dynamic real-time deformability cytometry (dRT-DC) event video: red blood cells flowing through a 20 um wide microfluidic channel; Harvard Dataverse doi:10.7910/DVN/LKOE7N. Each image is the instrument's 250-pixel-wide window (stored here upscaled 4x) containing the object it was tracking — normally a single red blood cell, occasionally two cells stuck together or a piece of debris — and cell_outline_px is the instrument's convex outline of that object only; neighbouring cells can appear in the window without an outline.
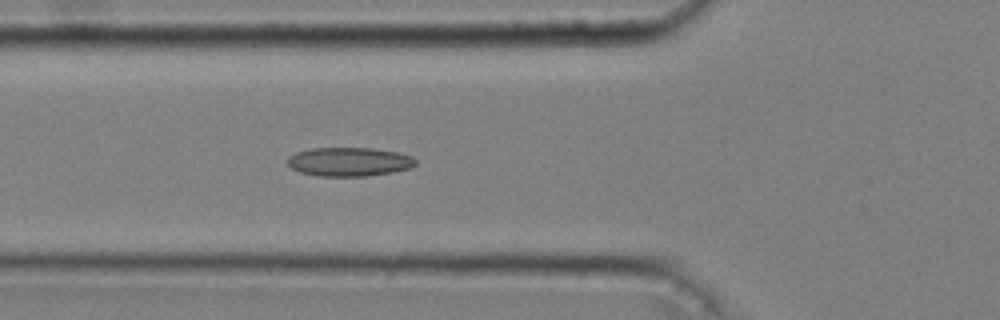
{"species": "common noctule bat (a hibernating species)", "species_latin": "Nyctalus noctula", "temperature_condition": "cold", "stored_images_in_passage": 42, "camera_frame_rate_fps": 3000, "um_per_image_px": 0.085, "animal": {"sex": "male", "body_mass_g": 20.4}, "frame": {"image": 1, "passage_image": 9, "time_ms": 2.667, "image_size_px": [1000, 320], "cell_outline_px": [[416, 164], [408, 168], [392, 172], [364, 176], [320, 176], [300, 172], [292, 168], [288, 164], [288, 156], [296, 152], [312, 148], [372, 148], [400, 152], [412, 156], [416, 160]], "centroid_in_image_um": [29.68, 13.74], "position_along_channel_um": 96.1, "area_um2": 21.5}}
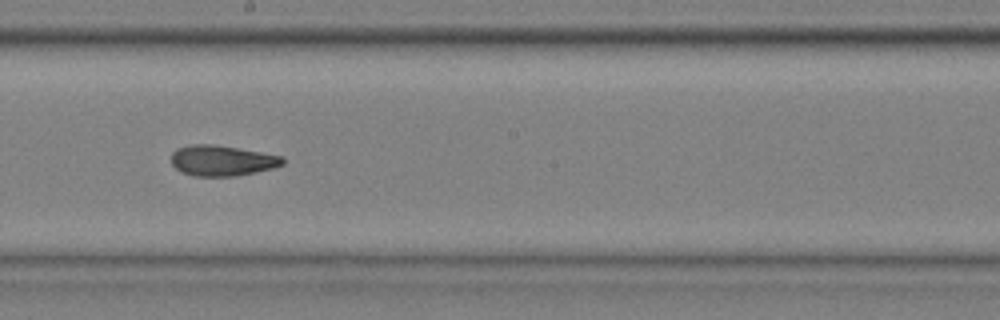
{"frame": {"image": 2, "passage_image": 20, "time_ms": 6.333, "image_size_px": [1000, 320], "cell_outline_px": [[284, 164], [272, 168], [232, 176], [192, 176], [180, 172], [172, 164], [172, 152], [176, 148], [192, 144], [212, 144], [284, 156]], "centroid_in_image_um": [18.83, 13.64], "position_along_channel_um": 229.4, "area_um2": 19.71}}
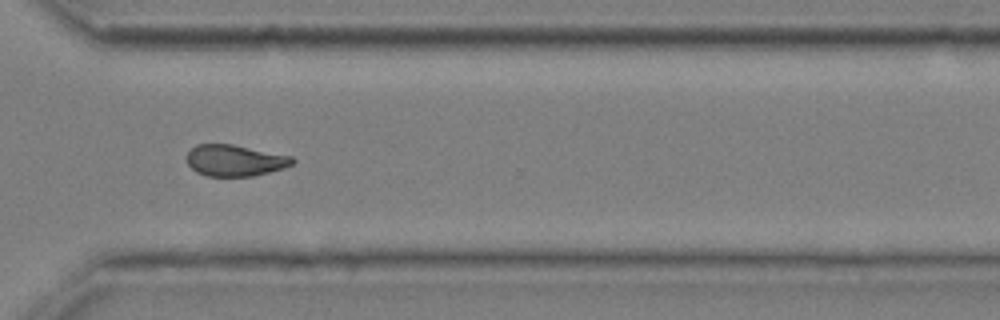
{"frame": {"image": 3, "passage_image": 30, "time_ms": 9.667, "image_size_px": [1000, 320], "cell_outline_px": [[296, 160], [292, 164], [284, 168], [252, 176], [208, 176], [196, 172], [188, 164], [188, 152], [196, 144], [232, 144], [292, 156]], "centroid_in_image_um": [19.98, 13.63], "position_along_channel_um": 350.6, "area_um2": 19.19}, "authors_computed_cell_mechanics": {"area_um2": 19.7965, "velocity_mm_per_s": 3.6256, "shape_relaxation_time_tau1_ms": null, "shape_relaxation_time_tau2_ms": 3.4255, "deformation_change_tau1": null, "deformation_change_tau2": 0.1048}}